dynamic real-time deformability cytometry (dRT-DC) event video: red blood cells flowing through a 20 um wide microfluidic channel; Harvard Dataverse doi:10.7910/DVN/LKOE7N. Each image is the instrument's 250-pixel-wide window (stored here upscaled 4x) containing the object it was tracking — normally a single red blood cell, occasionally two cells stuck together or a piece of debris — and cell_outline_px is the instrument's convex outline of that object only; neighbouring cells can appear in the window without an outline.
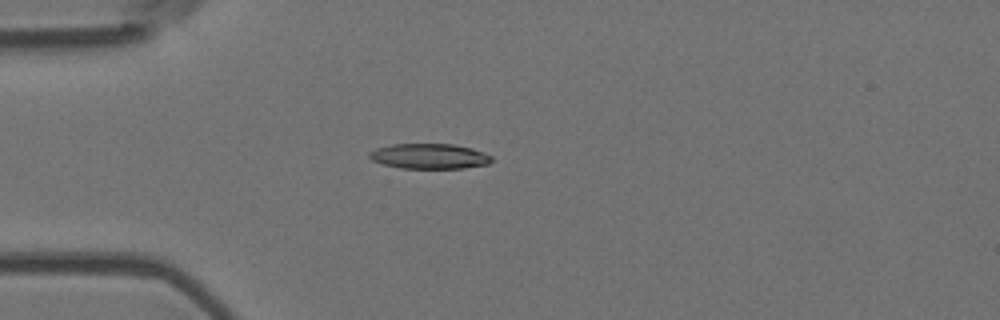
{"species": "Egyptian fruit bat (a non-hibernating species)", "species_latin": "Rousettus aegyptiacus", "temperature_condition": "room temperature", "stored_images_in_passage": 5, "camera_frame_rate_fps": 3000, "um_per_image_px": 0.085, "animal": {"sex": "female"}, "frame": {"image": 1, "passage_image": 5, "time_ms": 1.333, "image_size_px": [1000, 320], "cell_outline_px": [[492, 160], [488, 164], [464, 168], [400, 168], [384, 164], [372, 160], [368, 156], [368, 152], [376, 148], [392, 144], [452, 144], [472, 148], [484, 152], [492, 156]], "centroid_in_image_um": [36.5, 13.27], "position_along_channel_um": 48.5, "area_um2": 17.98}}